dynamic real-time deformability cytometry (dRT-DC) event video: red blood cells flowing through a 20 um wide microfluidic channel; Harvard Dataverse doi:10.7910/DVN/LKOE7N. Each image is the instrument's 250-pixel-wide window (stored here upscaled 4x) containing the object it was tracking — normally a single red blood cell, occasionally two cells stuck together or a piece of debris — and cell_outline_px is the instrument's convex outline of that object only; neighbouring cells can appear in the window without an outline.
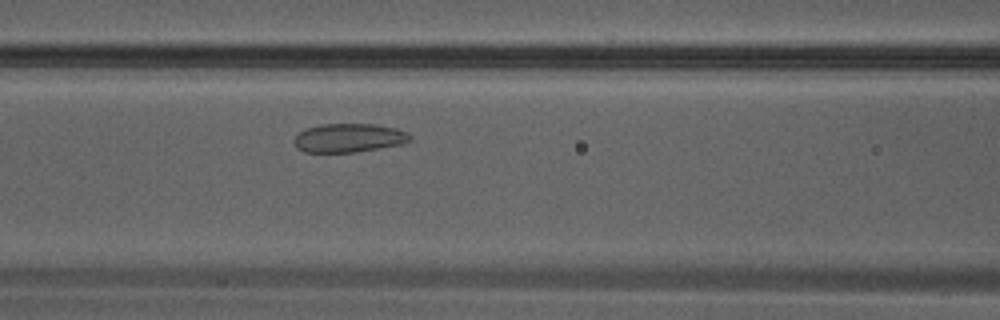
{"species": "Egyptian fruit bat (a non-hibernating species)", "species_latin": "Rousettus aegyptiacus", "temperature_condition": "warm", "stored_images_in_passage": 11, "camera_frame_rate_fps": 3000, "um_per_image_px": 0.085, "animal": {"sex": "male"}, "frame": {"image": 1, "passage_image": 10, "time_ms": 3.0, "image_size_px": [1000, 320], "cell_outline_px": [[412, 140], [400, 144], [356, 152], [304, 152], [296, 148], [292, 140], [296, 132], [304, 128], [320, 124], [376, 124], [396, 128], [408, 132], [412, 136]], "centroid_in_image_um": [29.59, 11.71], "position_along_channel_um": 137.0, "area_um2": 19.77}}